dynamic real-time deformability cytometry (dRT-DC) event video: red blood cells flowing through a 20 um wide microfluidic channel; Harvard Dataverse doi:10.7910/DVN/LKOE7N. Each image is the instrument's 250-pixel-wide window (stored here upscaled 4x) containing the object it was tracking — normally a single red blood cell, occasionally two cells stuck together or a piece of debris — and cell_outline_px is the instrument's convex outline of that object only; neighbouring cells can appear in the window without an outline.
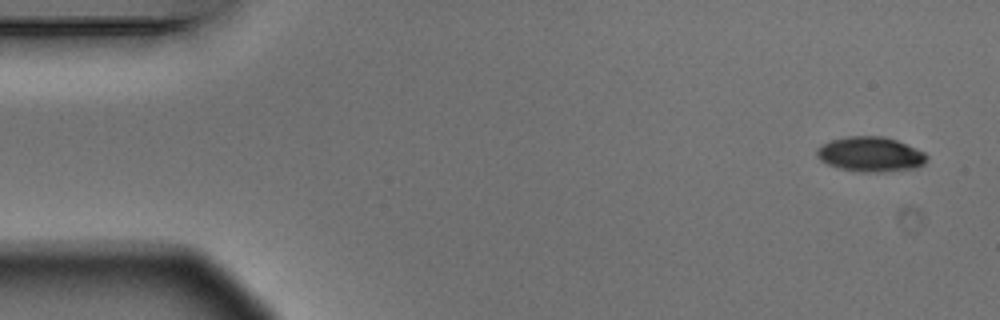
{"species": "Egyptian fruit bat (a non-hibernating species)", "species_latin": "Rousettus aegyptiacus", "temperature_condition": "warm", "stored_images_in_passage": 5, "camera_frame_rate_fps": 3000, "um_per_image_px": 0.085, "animal": {"sex": "male"}, "frame": {"image": 1, "passage_image": 1, "time_ms": 0.0, "image_size_px": [1000, 320], "cell_outline_px": [[928, 160], [924, 164], [916, 168], [880, 172], [856, 172], [840, 168], [828, 164], [820, 160], [816, 156], [816, 148], [832, 140], [848, 136], [880, 136], [896, 140], [916, 148], [924, 152], [928, 156]], "centroid_in_image_um": [74.0, 13.12], "position_along_channel_um": 11.0, "area_um2": 22.37}}
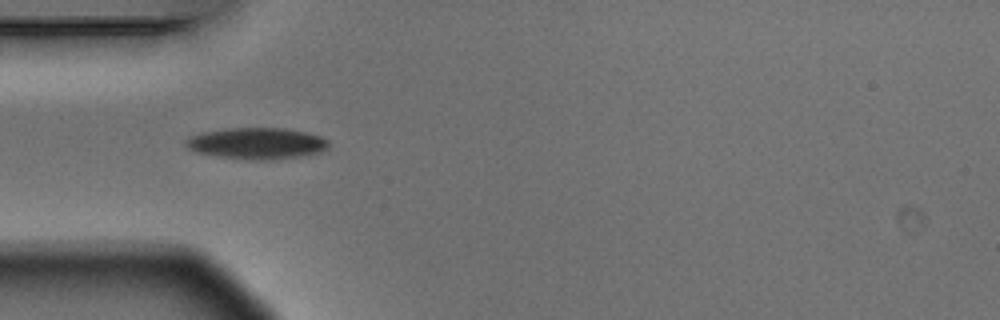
{"frame": {"image": 2, "passage_image": 4, "time_ms": 1.0, "image_size_px": [1000, 320], "cell_outline_px": [[328, 148], [320, 152], [296, 156], [220, 156], [196, 152], [188, 148], [184, 144], [184, 140], [188, 136], [200, 132], [228, 128], [284, 128], [304, 132], [320, 136], [328, 140]], "centroid_in_image_um": [21.75, 12.11], "position_along_channel_um": 63.2, "area_um2": 24.68}}
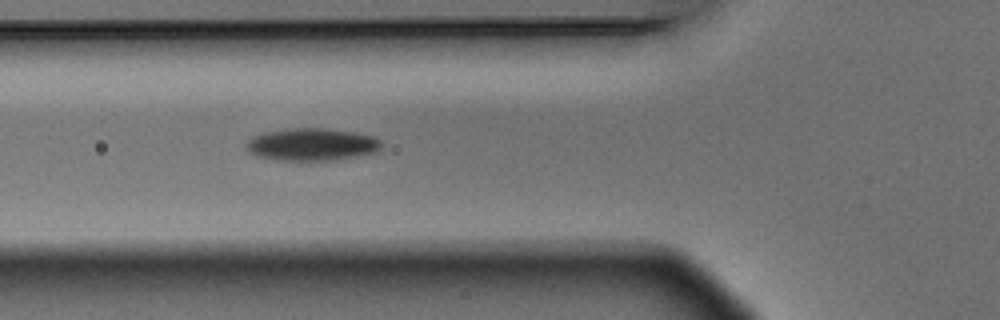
{"frame": {"image": 3, "passage_image": 5, "time_ms": 1.333, "image_size_px": [1000, 320], "cell_outline_px": [[384, 144], [380, 152], [336, 160], [276, 160], [256, 156], [244, 144], [252, 136], [264, 132], [292, 128], [324, 128], [356, 132], [372, 136], [380, 140]], "centroid_in_image_um": [26.56, 12.28], "position_along_channel_um": 99.2, "area_um2": 25.84}}